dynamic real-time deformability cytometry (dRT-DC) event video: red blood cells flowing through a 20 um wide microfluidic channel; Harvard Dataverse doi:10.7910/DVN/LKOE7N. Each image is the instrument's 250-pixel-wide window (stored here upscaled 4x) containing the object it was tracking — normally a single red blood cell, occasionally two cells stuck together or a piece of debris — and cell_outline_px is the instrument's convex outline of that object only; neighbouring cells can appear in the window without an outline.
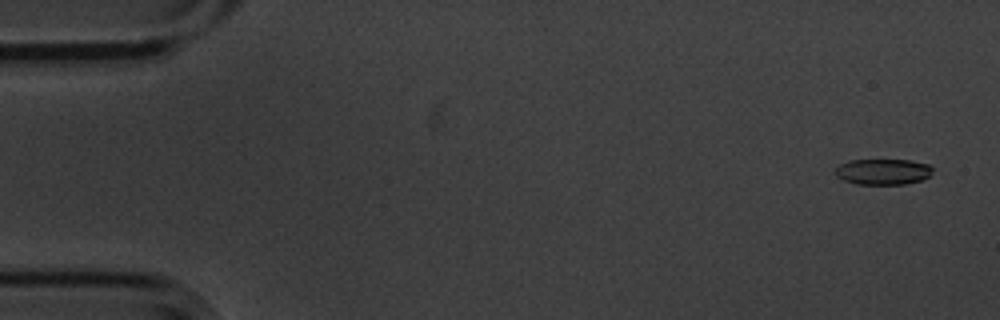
{"species": "common noctule bat (a hibernating species)", "species_latin": "Nyctalus noctula", "temperature_condition": "cold", "stored_images_in_passage": 3, "camera_frame_rate_fps": 3000, "um_per_image_px": 0.085, "animal": {"sex": "male", "body_mass_g": 20.1, "forearm_length_mm": 53.5}, "frame": {"image": 1, "passage_image": 1, "time_ms": 0.0, "image_size_px": [1000, 320], "cell_outline_px": [[932, 172], [924, 180], [904, 184], [856, 184], [844, 180], [836, 176], [832, 172], [840, 164], [848, 160], [912, 160], [928, 164], [932, 168]], "centroid_in_image_um": [75.03, 14.59], "position_along_channel_um": 10.0, "area_um2": 14.8}}